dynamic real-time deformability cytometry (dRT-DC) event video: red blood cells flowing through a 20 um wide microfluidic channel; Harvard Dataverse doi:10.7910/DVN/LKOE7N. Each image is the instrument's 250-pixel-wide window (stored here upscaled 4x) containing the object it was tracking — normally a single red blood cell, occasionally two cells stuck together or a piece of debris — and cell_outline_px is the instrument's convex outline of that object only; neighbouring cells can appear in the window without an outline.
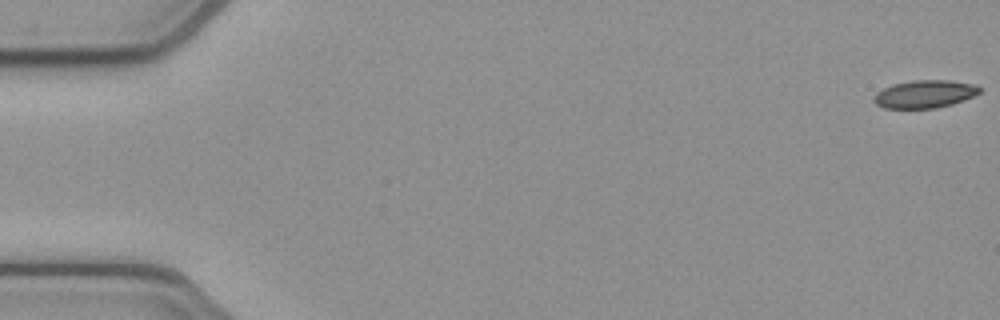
{"species": "common noctule bat (a hibernating species)", "species_latin": "Nyctalus noctula", "temperature_condition": "cold", "stored_images_in_passage": 53, "camera_frame_rate_fps": 3000, "um_per_image_px": 0.085, "animal": {"sex": "female", "body_mass_g": 21.9}, "frame": {"image": 1, "passage_image": 1, "time_ms": 0.0, "image_size_px": [1000, 320], "cell_outline_px": [[980, 92], [964, 100], [952, 104], [936, 108], [884, 108], [876, 104], [872, 100], [876, 92], [892, 84], [912, 80], [948, 80], [976, 84], [980, 88]], "centroid_in_image_um": [78.58, 7.99], "position_along_channel_um": 6.4, "area_um2": 17.17}}
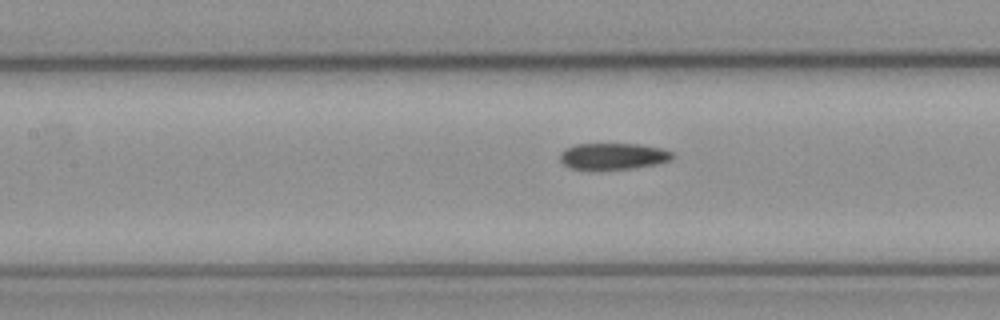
{"frame": {"image": 2, "passage_image": 24, "time_ms": 7.667, "image_size_px": [1000, 320], "cell_outline_px": [[676, 156], [672, 160], [656, 164], [632, 168], [600, 172], [588, 172], [572, 168], [564, 164], [560, 160], [560, 152], [564, 148], [576, 144], [640, 144], [660, 148], [672, 152]], "centroid_in_image_um": [52.08, 13.32], "position_along_channel_um": 155.3, "area_um2": 18.09}}
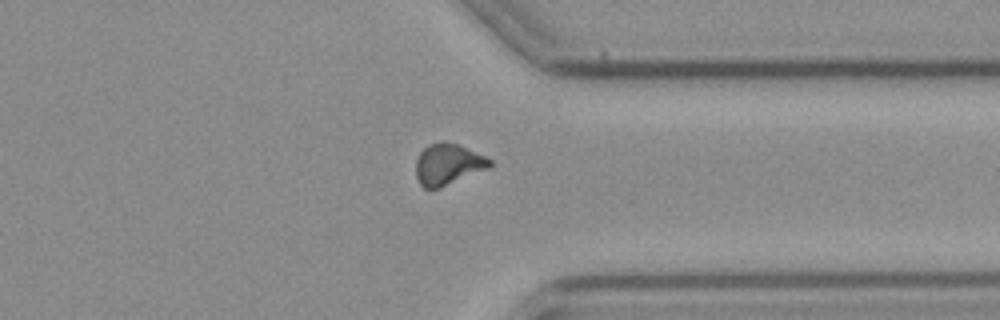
{"frame": {"image": 3, "passage_image": 41, "time_ms": 13.333, "image_size_px": [1000, 320], "cell_outline_px": [[492, 164], [488, 168], [440, 188], [424, 188], [420, 184], [416, 176], [416, 160], [420, 152], [428, 144], [444, 140], [456, 144], [484, 156], [492, 160]], "centroid_in_image_um": [38.05, 13.96], "position_along_channel_um": 373.4, "area_um2": 17.57}, "authors_computed_cell_mechanics": {"area_um2": 17.629, "velocity_mm_per_s": 3.9108, "shape_relaxation_time_tau1_ms": null, "shape_relaxation_time_tau2_ms": 8.2043, "deformation_change_tau1": null, "deformation_change_tau2": 0.147}}